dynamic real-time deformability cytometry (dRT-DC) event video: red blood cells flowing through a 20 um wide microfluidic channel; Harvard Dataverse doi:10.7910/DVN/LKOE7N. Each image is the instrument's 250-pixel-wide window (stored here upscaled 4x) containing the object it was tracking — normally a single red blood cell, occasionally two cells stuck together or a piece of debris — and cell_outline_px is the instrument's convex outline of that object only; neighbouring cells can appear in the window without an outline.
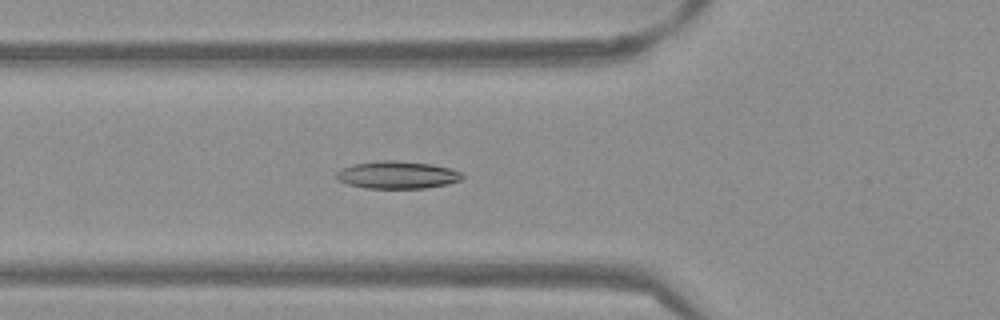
{"species": "Egyptian fruit bat (a non-hibernating species)", "species_latin": "Rousettus aegyptiacus", "temperature_condition": "warm", "stored_images_in_passage": 52, "camera_frame_rate_fps": 3000, "um_per_image_px": 0.085, "frame": {"image": 1, "passage_image": 18, "time_ms": 5.667, "image_size_px": [1000, 320], "cell_outline_px": [[464, 176], [460, 180], [448, 184], [424, 188], [364, 188], [348, 184], [336, 180], [336, 172], [340, 168], [352, 164], [384, 160], [396, 160], [432, 164], [452, 168], [460, 172]], "centroid_in_image_um": [33.75, 14.86], "position_along_channel_um": 92.1, "area_um2": 20.35}}
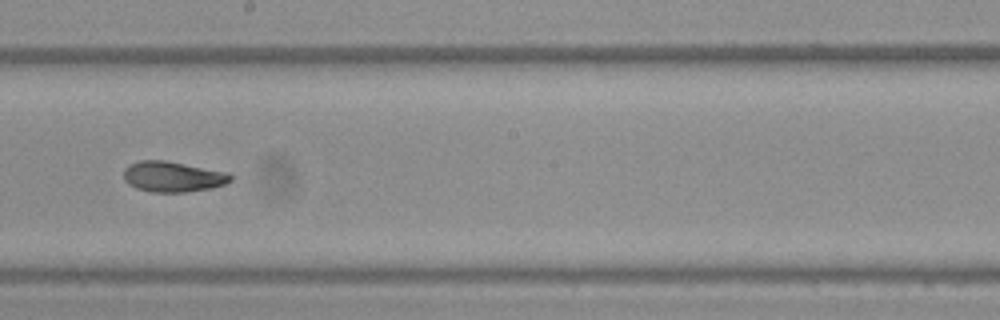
{"frame": {"image": 2, "passage_image": 29, "time_ms": 9.333, "image_size_px": [1000, 320], "cell_outline_px": [[232, 180], [224, 184], [212, 188], [184, 192], [152, 192], [136, 188], [128, 184], [124, 180], [124, 168], [128, 164], [140, 160], [168, 160], [228, 172], [232, 176]], "centroid_in_image_um": [14.68, 15.0], "position_along_channel_um": 233.5, "area_um2": 19.25}}
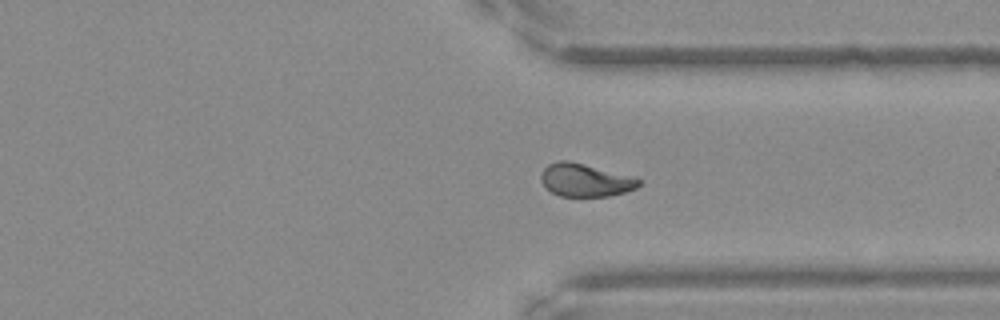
{"frame": {"image": 3, "passage_image": 39, "time_ms": 12.667, "image_size_px": [1000, 320], "cell_outline_px": [[640, 184], [636, 188], [612, 196], [560, 196], [544, 188], [540, 180], [540, 176], [544, 168], [548, 164], [560, 160], [568, 160], [636, 176], [640, 180]], "centroid_in_image_um": [49.75, 15.3], "position_along_channel_um": 361.7, "area_um2": 19.07}, "authors_computed_cell_mechanics": {"area_um2": 19.4786, "velocity_mm_per_s": 3.8378, "shape_relaxation_time_tau1_ms": 9.6494, "shape_relaxation_time_tau2_ms": 2.2818, "deformation_change_tau1": 0.2143, "deformation_change_tau2": 0.0728}}